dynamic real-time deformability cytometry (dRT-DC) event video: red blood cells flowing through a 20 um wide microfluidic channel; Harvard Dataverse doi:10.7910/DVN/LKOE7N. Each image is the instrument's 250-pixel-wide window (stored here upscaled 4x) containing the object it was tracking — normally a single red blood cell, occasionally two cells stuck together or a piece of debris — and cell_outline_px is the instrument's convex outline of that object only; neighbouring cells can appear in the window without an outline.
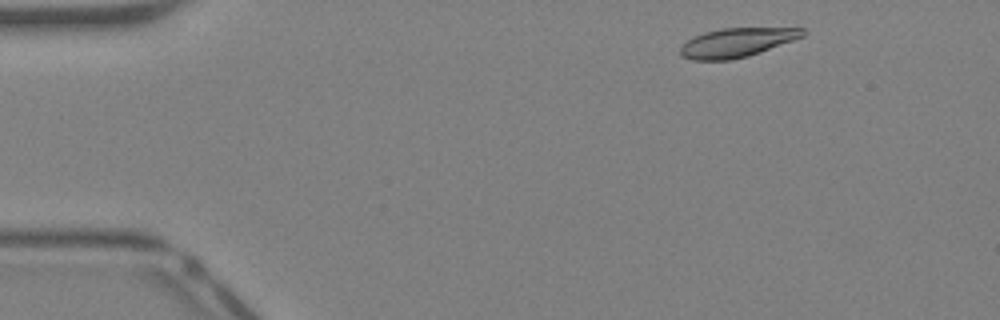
{"species": "Egyptian fruit bat (a non-hibernating species)", "species_latin": "Rousettus aegyptiacus", "temperature_condition": "warm", "stored_images_in_passage": 39, "camera_frame_rate_fps": 3000, "um_per_image_px": 0.085, "animal": {"sex": "female"}, "frame": {"image": 1, "passage_image": 3, "time_ms": 0.667, "image_size_px": [1000, 320], "cell_outline_px": [[804, 36], [748, 56], [732, 60], [692, 60], [680, 56], [680, 48], [692, 36], [704, 32], [720, 28], [804, 28]], "centroid_in_image_um": [62.57, 3.62], "position_along_channel_um": 22.4, "area_um2": 20.63}}
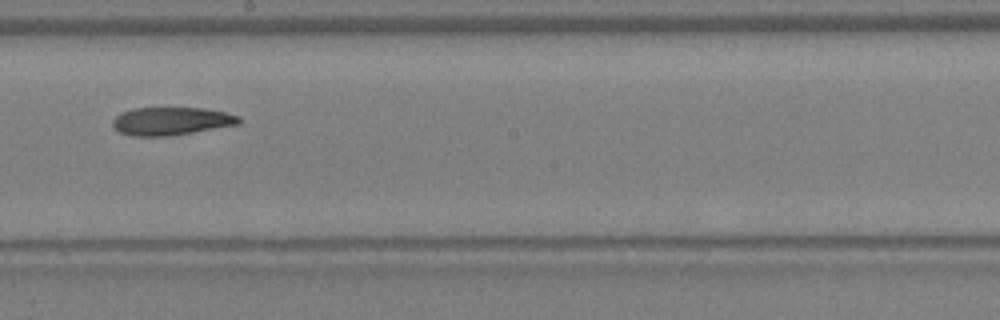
{"frame": {"image": 2, "passage_image": 21, "time_ms": 6.667, "image_size_px": [1000, 320], "cell_outline_px": [[240, 124], [172, 136], [132, 136], [120, 132], [112, 124], [112, 120], [120, 112], [132, 108], [204, 108], [224, 112], [240, 116]], "centroid_in_image_um": [14.55, 10.29], "position_along_channel_um": 233.6, "area_um2": 20.69}}
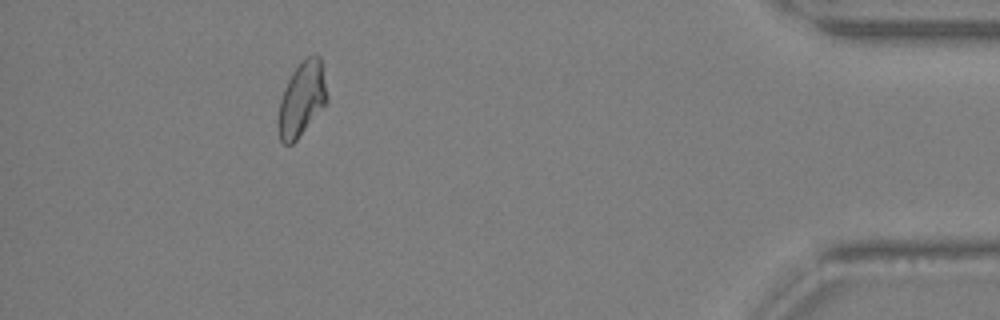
{"frame": {"image": 3, "passage_image": 35, "time_ms": 11.333, "image_size_px": [1000, 320], "cell_outline_px": [[328, 100], [296, 140], [292, 144], [284, 144], [280, 140], [276, 124], [276, 120], [280, 100], [284, 88], [292, 72], [300, 60], [308, 56], [320, 56], [328, 96]], "centroid_in_image_um": [25.62, 8.42], "position_along_channel_um": 409.6, "area_um2": 21.15}}